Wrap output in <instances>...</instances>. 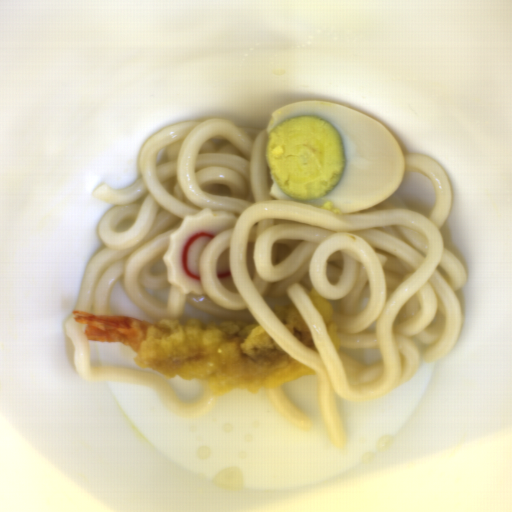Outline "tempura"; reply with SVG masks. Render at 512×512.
Instances as JSON below:
<instances>
[{
    "label": "tempura",
    "instance_id": "tempura-1",
    "mask_svg": "<svg viewBox=\"0 0 512 512\" xmlns=\"http://www.w3.org/2000/svg\"><path fill=\"white\" fill-rule=\"evenodd\" d=\"M85 325L87 341L120 342L134 352L137 367L166 378L203 381L212 395L245 389L256 394L316 371L295 360L257 320L204 322L164 318L138 320L117 314L72 311Z\"/></svg>",
    "mask_w": 512,
    "mask_h": 512
},
{
    "label": "tempura",
    "instance_id": "tempura-2",
    "mask_svg": "<svg viewBox=\"0 0 512 512\" xmlns=\"http://www.w3.org/2000/svg\"><path fill=\"white\" fill-rule=\"evenodd\" d=\"M273 311L279 322L294 338L319 355L311 330L293 302L275 305Z\"/></svg>",
    "mask_w": 512,
    "mask_h": 512
},
{
    "label": "tempura",
    "instance_id": "tempura-3",
    "mask_svg": "<svg viewBox=\"0 0 512 512\" xmlns=\"http://www.w3.org/2000/svg\"><path fill=\"white\" fill-rule=\"evenodd\" d=\"M316 310L323 318L327 333L332 341L336 352L341 351L340 337H339V324L334 320V311L330 301L320 296L317 291L312 287L307 295Z\"/></svg>",
    "mask_w": 512,
    "mask_h": 512
}]
</instances>
